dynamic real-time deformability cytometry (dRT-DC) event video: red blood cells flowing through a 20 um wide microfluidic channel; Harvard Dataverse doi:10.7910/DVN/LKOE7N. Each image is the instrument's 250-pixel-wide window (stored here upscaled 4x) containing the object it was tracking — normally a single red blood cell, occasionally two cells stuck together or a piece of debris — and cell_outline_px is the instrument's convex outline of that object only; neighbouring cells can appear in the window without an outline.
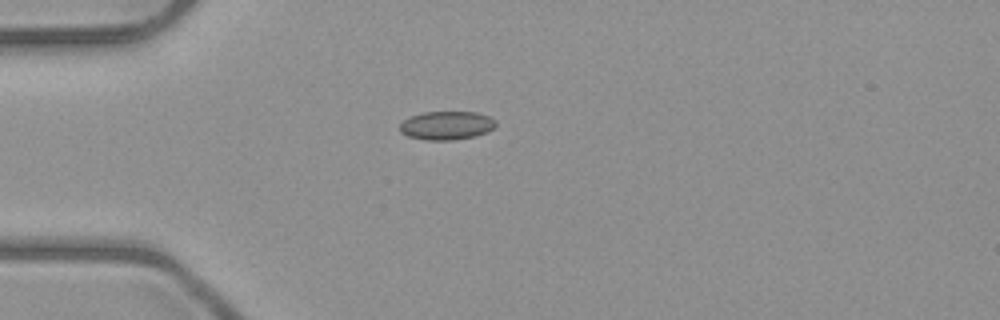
{"species": "common noctule bat (a hibernating species)", "species_latin": "Nyctalus noctula", "temperature_condition": "room temperature", "stored_images_in_passage": 2, "camera_frame_rate_fps": 3000, "um_per_image_px": 0.085, "animal": {"sex": "male", "body_mass_g": 23.1, "forearm_length_mm": 52.7}, "frame": {"image": 1, "passage_image": 1, "time_ms": 0.0, "image_size_px": [1000, 320], "cell_outline_px": [[496, 124], [488, 132], [472, 136], [452, 140], [424, 140], [408, 136], [400, 132], [400, 124], [404, 120], [412, 116], [424, 112], [476, 112], [488, 116], [496, 120]], "centroid_in_image_um": [37.95, 10.66], "position_along_channel_um": 47.0, "area_um2": 15.84}}